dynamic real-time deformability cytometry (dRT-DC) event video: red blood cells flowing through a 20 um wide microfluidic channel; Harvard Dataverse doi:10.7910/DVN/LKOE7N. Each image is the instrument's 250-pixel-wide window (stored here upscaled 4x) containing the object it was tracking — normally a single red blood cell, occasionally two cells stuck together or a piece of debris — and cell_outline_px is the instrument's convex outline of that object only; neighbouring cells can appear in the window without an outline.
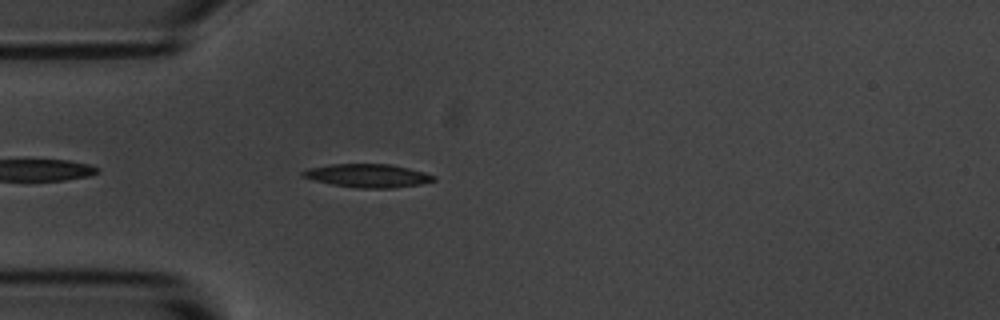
{"species": "common noctule bat (a hibernating species)", "species_latin": "Nyctalus noctula", "temperature_condition": "room temperature", "stored_images_in_passage": 1, "camera_frame_rate_fps": 3000, "um_per_image_px": 0.085, "animal": {"sex": "male", "body_mass_g": 20.1, "forearm_length_mm": 53.5}, "frame": {"image": 1, "passage_image": 1, "time_ms": 0.0, "image_size_px": [1000, 320], "cell_outline_px": [[436, 180], [420, 184], [392, 188], [360, 188], [332, 184], [300, 176], [300, 172], [308, 168], [332, 164], [392, 164], [424, 172], [436, 176]], "centroid_in_image_um": [31.26, 14.92], "position_along_channel_um": 53.7, "area_um2": 17.74}}